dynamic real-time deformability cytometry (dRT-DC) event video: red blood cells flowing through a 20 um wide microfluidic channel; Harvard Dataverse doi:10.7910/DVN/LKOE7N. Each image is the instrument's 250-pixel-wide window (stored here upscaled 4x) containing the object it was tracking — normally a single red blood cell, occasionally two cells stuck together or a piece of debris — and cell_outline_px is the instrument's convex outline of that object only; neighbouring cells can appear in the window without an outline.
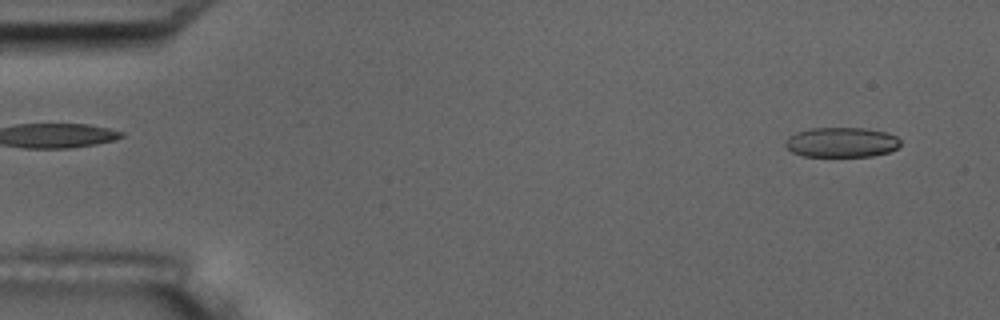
{"species": "common noctule bat (a hibernating species)", "species_latin": "Nyctalus noctula", "temperature_condition": "room temperature", "stored_images_in_passage": 5, "camera_frame_rate_fps": 3000, "um_per_image_px": 0.085, "animal": {"sex": "male", "body_mass_g": 17.5, "forearm_length_mm": 52.3}, "frame": {"image": 1, "passage_image": 2, "time_ms": 1.0, "image_size_px": [1000, 320], "cell_outline_px": [[900, 144], [896, 148], [888, 152], [872, 156], [804, 156], [792, 152], [784, 144], [784, 140], [788, 136], [796, 132], [812, 128], [864, 128], [884, 132], [896, 136], [900, 140]], "centroid_in_image_um": [71.49, 12.09], "position_along_channel_um": 13.5, "area_um2": 20.0}}
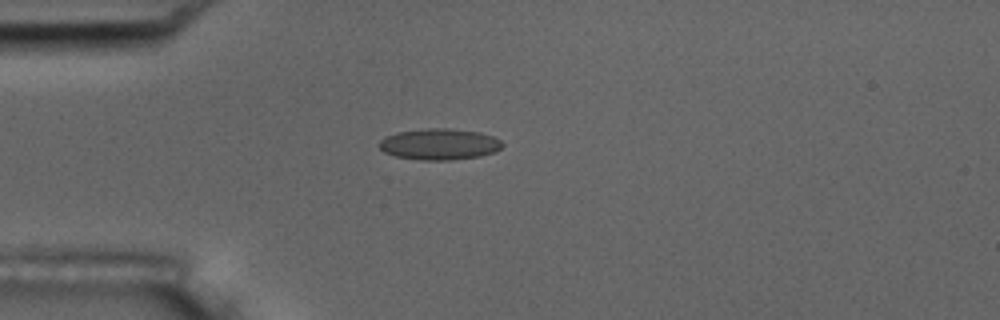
{"frame": {"image": 2, "passage_image": 5, "time_ms": 4.667, "image_size_px": [1000, 320], "cell_outline_px": [[504, 144], [496, 152], [480, 156], [452, 160], [424, 160], [396, 156], [384, 152], [376, 144], [384, 136], [396, 132], [428, 128], [448, 128], [480, 132], [492, 136], [500, 140]], "centroid_in_image_um": [37.33, 12.25], "position_along_channel_um": 47.7, "area_um2": 22.54}}